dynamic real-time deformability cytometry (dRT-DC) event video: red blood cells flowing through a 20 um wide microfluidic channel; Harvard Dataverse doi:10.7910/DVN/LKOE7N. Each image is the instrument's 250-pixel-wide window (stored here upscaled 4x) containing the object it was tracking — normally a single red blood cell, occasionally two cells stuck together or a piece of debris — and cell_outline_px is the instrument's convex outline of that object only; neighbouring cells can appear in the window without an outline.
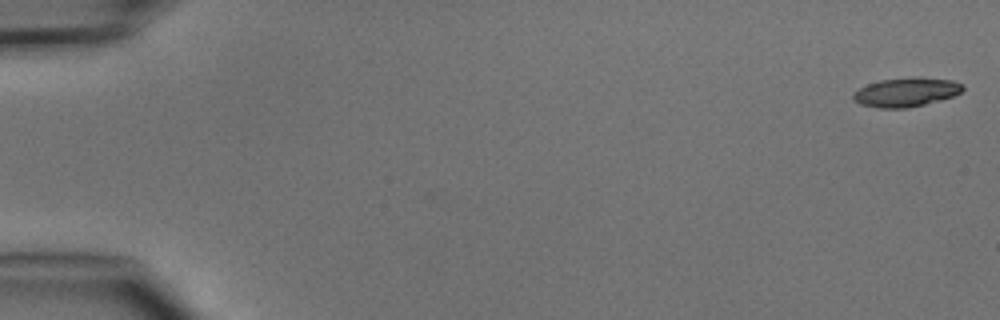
{"species": "common noctule bat (a hibernating species)", "species_latin": "Nyctalus noctula", "temperature_condition": "cold", "stored_images_in_passage": 4, "camera_frame_rate_fps": 3000, "um_per_image_px": 0.085, "animal": {"sex": "male", "body_mass_g": 15.6}, "frame": {"image": 1, "passage_image": 1, "time_ms": 0.0, "image_size_px": [1000, 320], "cell_outline_px": [[964, 88], [960, 92], [952, 96], [940, 100], [908, 108], [880, 108], [860, 104], [852, 100], [852, 92], [868, 84], [880, 80], [912, 76], [920, 76], [952, 80], [964, 84]], "centroid_in_image_um": [77.01, 7.82], "position_along_channel_um": 8.0, "area_um2": 18.79}}
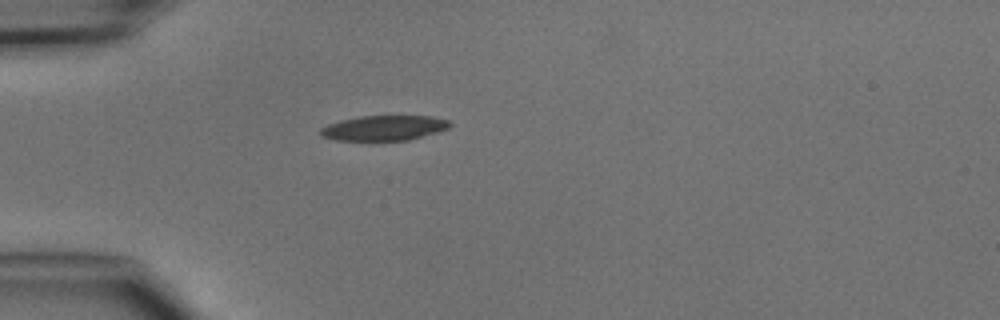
{"frame": {"image": 2, "passage_image": 4, "time_ms": 4.333, "image_size_px": [1000, 320], "cell_outline_px": [[452, 124], [448, 128], [436, 132], [408, 140], [336, 140], [320, 136], [320, 128], [328, 124], [340, 120], [360, 116], [432, 116], [448, 120]], "centroid_in_image_um": [32.61, 10.87], "position_along_channel_um": 52.4, "area_um2": 18.79}}